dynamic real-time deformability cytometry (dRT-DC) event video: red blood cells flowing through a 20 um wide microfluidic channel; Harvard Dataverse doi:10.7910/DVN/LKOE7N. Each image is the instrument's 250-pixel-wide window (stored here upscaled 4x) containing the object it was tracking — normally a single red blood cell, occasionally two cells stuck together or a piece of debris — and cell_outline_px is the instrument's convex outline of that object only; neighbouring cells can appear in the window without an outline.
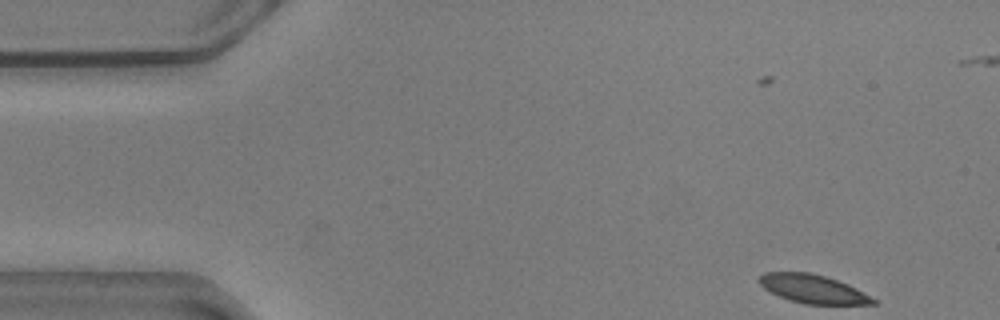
{"species": "common noctule bat (a hibernating species)", "species_latin": "Nyctalus noctula", "temperature_condition": "warm", "stored_images_in_passage": 54, "camera_frame_rate_fps": 3000, "um_per_image_px": 0.085, "animal": {"sex": "male", "body_mass_g": 20.5, "forearm_length_mm": 52.5}, "frame": {"image": 1, "passage_image": 1, "time_ms": 0.0, "image_size_px": [1000, 320], "cell_outline_px": [[876, 304], [804, 304], [788, 300], [768, 292], [760, 284], [760, 276], [764, 272], [812, 272], [848, 284], [856, 288], [876, 300]], "centroid_in_image_um": [69.06, 24.56], "position_along_channel_um": 15.9, "area_um2": 18.9}}
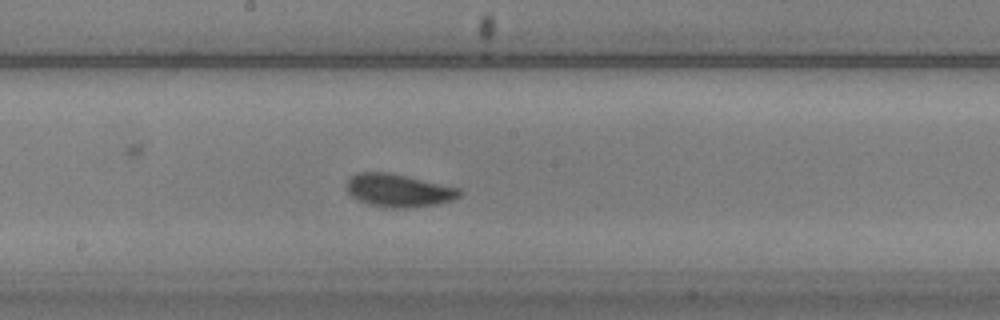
{"frame": {"image": 2, "passage_image": 26, "time_ms": 8.333, "image_size_px": [1000, 320], "cell_outline_px": [[460, 196], [452, 200], [436, 204], [408, 208], [392, 208], [368, 204], [352, 196], [348, 192], [348, 180], [356, 172], [388, 172], [460, 188]], "centroid_in_image_um": [33.88, 16.19], "position_along_channel_um": 214.3, "area_um2": 21.39}}
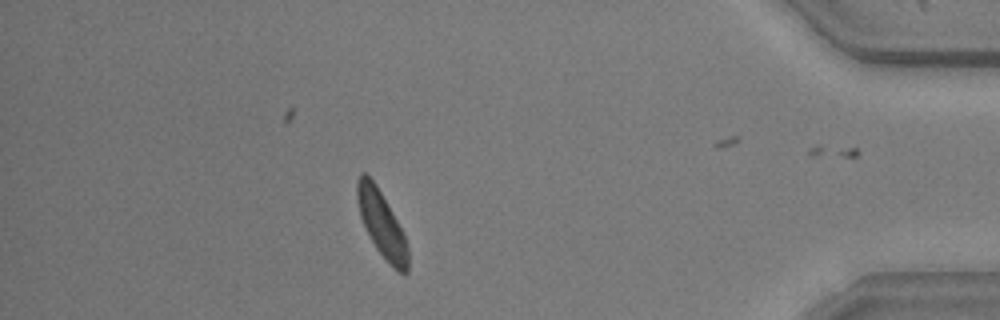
{"frame": {"image": 3, "passage_image": 46, "time_ms": 15.0, "image_size_px": [1000, 320], "cell_outline_px": [[408, 272], [404, 276], [384, 260], [376, 248], [360, 216], [356, 200], [356, 180], [360, 172], [364, 172], [376, 184], [392, 212], [404, 236], [408, 248]], "centroid_in_image_um": [32.43, 19.05], "position_along_channel_um": 402.8, "area_um2": 19.36}, "authors_computed_cell_mechanics": {"area_um2": 20.3745, "velocity_mm_per_s": 3.5396, "shape_relaxation_time_tau1_ms": 3.791, "shape_relaxation_time_tau2_ms": 3.9408, "deformation_change_tau1": 0.1136, "deformation_change_tau2": 0.0845}}